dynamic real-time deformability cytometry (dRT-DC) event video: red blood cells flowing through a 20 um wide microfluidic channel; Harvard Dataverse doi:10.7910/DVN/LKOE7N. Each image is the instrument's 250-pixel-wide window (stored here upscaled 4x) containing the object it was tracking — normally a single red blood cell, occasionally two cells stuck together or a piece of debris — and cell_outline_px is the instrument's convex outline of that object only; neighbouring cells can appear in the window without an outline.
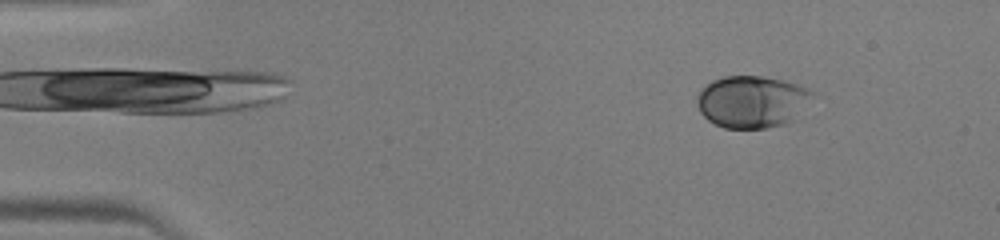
{"species": "human", "species_latin": "Homo sapiens", "temperature_condition": "warm", "stored_images_in_passage": 47, "camera_frame_rate_fps": 3000, "um_per_image_px": 0.085, "donor": {"sex": "male"}, "frame": {"image": 1, "passage_image": 6, "time_ms": 1.667, "image_size_px": [1000, 240], "cell_outline_px": [[816, 96], [796, 120], [788, 124], [768, 128], [724, 128], [708, 120], [700, 112], [696, 104], [696, 96], [700, 88], [704, 84], [712, 80], [724, 76], [764, 76], [796, 84], [808, 88], [816, 92]], "centroid_in_image_um": [63.96, 8.65], "position_along_channel_um": 21.0, "area_um2": 35.95}}
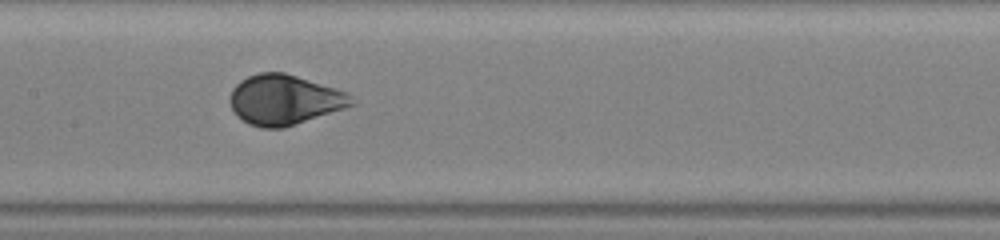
{"frame": {"image": 2, "passage_image": 24, "time_ms": 7.667, "image_size_px": [1000, 240], "cell_outline_px": [[356, 104], [284, 128], [260, 128], [248, 124], [236, 116], [232, 108], [232, 88], [240, 80], [248, 76], [260, 72], [284, 72], [336, 88], [348, 92], [352, 96]], "centroid_in_image_um": [24.19, 8.48], "position_along_channel_um": 183.2, "area_um2": 35.37}}
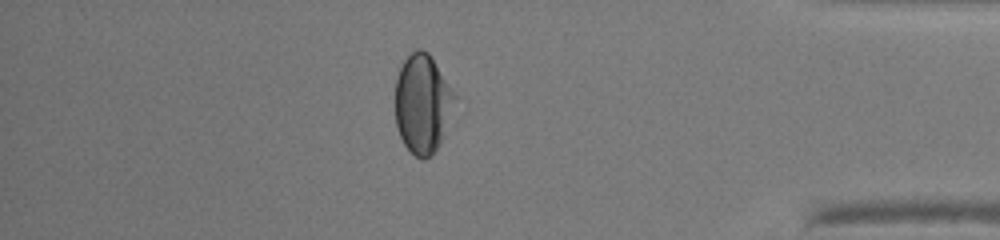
{"frame": {"image": 3, "passage_image": 41, "time_ms": 13.333, "image_size_px": [1000, 240], "cell_outline_px": [[456, 100], [440, 140], [436, 148], [424, 160], [416, 156], [404, 144], [400, 136], [396, 124], [396, 80], [400, 68], [404, 60], [416, 48], [420, 48], [428, 52], [456, 92]], "centroid_in_image_um": [35.92, 8.76], "position_along_channel_um": 399.3, "area_um2": 33.81}}